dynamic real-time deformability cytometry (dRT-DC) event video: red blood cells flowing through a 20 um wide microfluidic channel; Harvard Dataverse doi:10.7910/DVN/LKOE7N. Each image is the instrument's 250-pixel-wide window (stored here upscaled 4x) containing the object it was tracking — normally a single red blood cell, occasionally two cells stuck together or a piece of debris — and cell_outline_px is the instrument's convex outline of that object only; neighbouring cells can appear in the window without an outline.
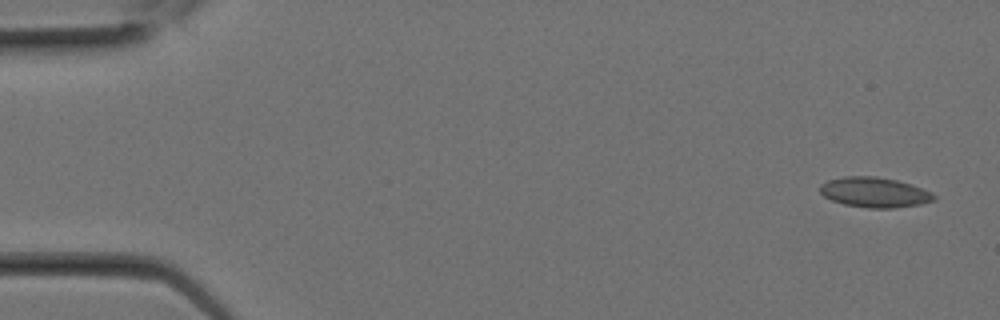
{"species": "Egyptian fruit bat (a non-hibernating species)", "species_latin": "Rousettus aegyptiacus", "temperature_condition": "room temperature", "stored_images_in_passage": 2, "camera_frame_rate_fps": 3000, "um_per_image_px": 0.085, "animal": {"sex": "female"}, "frame": {"image": 1, "passage_image": 1, "time_ms": 0.0, "image_size_px": [1000, 320], "cell_outline_px": [[936, 200], [920, 204], [892, 208], [868, 208], [844, 204], [832, 200], [824, 196], [820, 192], [820, 184], [828, 180], [844, 176], [876, 176], [896, 180], [932, 192], [936, 196]], "centroid_in_image_um": [74.32, 16.35], "position_along_channel_um": 10.7, "area_um2": 19.88}}